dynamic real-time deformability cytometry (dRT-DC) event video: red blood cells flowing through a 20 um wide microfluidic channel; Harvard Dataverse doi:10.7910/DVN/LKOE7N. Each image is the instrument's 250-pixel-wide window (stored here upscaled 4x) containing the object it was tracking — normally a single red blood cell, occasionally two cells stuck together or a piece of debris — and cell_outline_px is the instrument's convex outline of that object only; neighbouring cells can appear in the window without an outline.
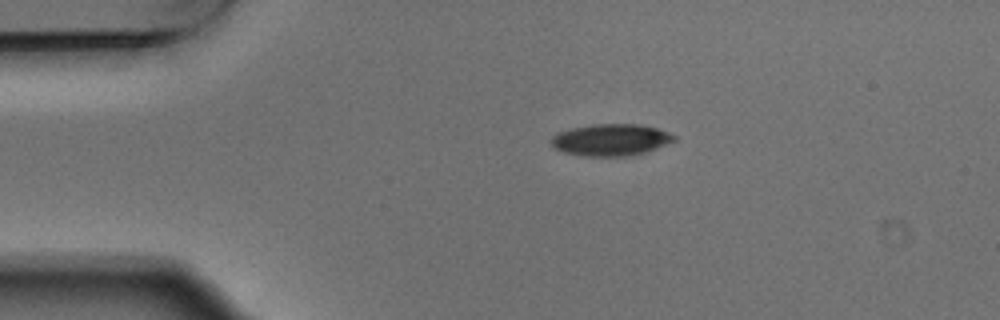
{"species": "Egyptian fruit bat (a non-hibernating species)", "species_latin": "Rousettus aegyptiacus", "temperature_condition": "warm", "stored_images_in_passage": 3, "camera_frame_rate_fps": 3000, "um_per_image_px": 0.085, "animal": {"sex": "male"}, "frame": {"image": 1, "passage_image": 1, "time_ms": 0.0, "image_size_px": [1000, 320], "cell_outline_px": [[676, 140], [656, 148], [644, 152], [628, 156], [588, 156], [564, 152], [552, 148], [552, 136], [556, 132], [572, 128], [592, 124], [640, 124], [656, 128], [668, 132], [676, 136]], "centroid_in_image_um": [51.9, 11.88], "position_along_channel_um": 33.1, "area_um2": 22.72}}
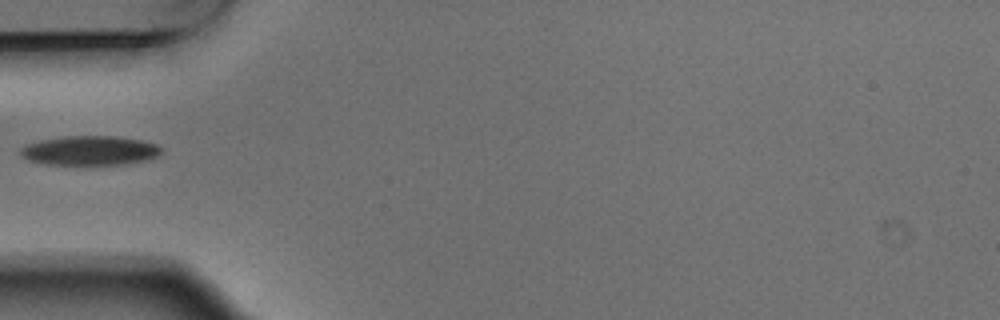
{"frame": {"image": 2, "passage_image": 3, "time_ms": 0.667, "image_size_px": [1000, 320], "cell_outline_px": [[164, 152], [148, 160], [128, 164], [44, 164], [28, 160], [20, 156], [20, 148], [28, 144], [40, 140], [64, 136], [112, 136], [140, 140], [156, 144], [164, 148]], "centroid_in_image_um": [7.66, 12.8], "position_along_channel_um": 77.3, "area_um2": 24.22}}